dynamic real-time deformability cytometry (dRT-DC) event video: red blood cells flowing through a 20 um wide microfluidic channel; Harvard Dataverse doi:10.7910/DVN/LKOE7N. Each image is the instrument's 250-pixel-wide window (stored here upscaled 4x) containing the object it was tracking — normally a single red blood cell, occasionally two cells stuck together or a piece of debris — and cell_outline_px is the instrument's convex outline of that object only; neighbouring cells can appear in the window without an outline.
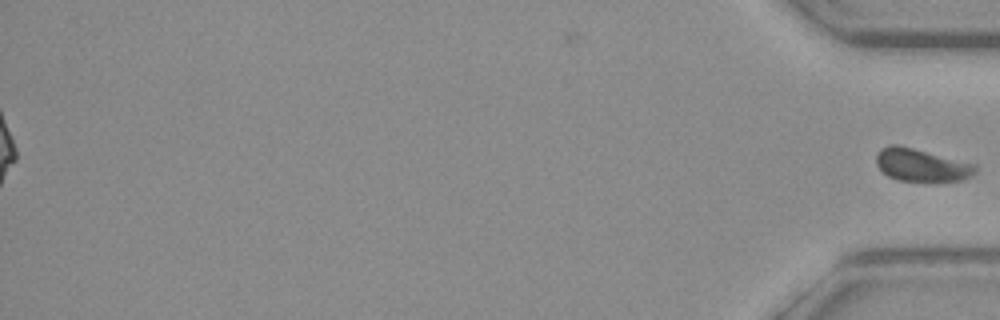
{"species": "common noctule bat (a hibernating species)", "species_latin": "Nyctalus noctula", "temperature_condition": "warm", "stored_images_in_passage": 60, "segment_of_instrument_passage": [2, 2], "camera_frame_rate_fps": 3000, "um_per_image_px": 0.085, "animal": {"sex": "female", "body_mass_g": 19.3, "forearm_length_mm": 54.1}, "frame": {"image": 1, "passage_image": 60, "time_ms": 19.667, "image_size_px": [1000, 320], "cell_outline_px": [[980, 168], [972, 176], [964, 180], [896, 180], [888, 176], [876, 164], [876, 156], [880, 148], [888, 144], [896, 144], [976, 164]], "centroid_in_image_um": [78.33, 14.02], "position_along_channel_um": 356.9, "area_um2": 18.73}}